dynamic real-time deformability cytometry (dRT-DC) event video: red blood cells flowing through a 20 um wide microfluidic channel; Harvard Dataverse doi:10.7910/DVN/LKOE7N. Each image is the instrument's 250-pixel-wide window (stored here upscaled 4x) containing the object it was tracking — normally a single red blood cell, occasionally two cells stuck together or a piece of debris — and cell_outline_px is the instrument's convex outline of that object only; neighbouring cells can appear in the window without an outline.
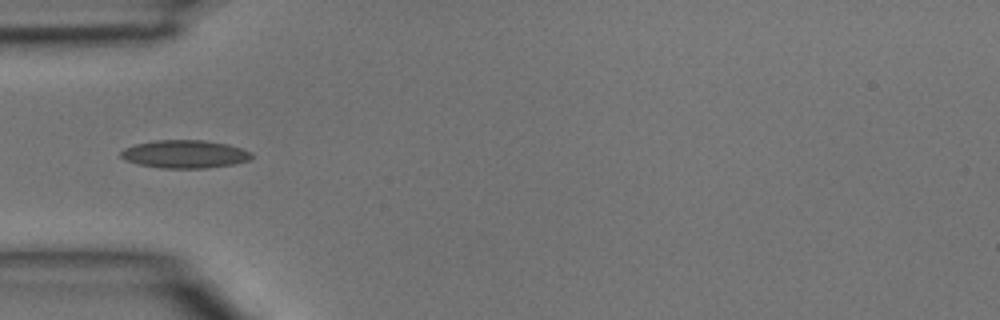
{"species": "common noctule bat (a hibernating species)", "species_latin": "Nyctalus noctula", "temperature_condition": "room temperature", "stored_images_in_passage": 9, "camera_frame_rate_fps": 3000, "um_per_image_px": 0.085, "animal": {"sex": "male", "body_mass_g": 15.6}, "frame": {"image": 1, "passage_image": 7, "time_ms": 2.0, "image_size_px": [1000, 320], "cell_outline_px": [[252, 156], [248, 160], [236, 164], [208, 168], [160, 168], [140, 164], [128, 160], [120, 156], [120, 152], [124, 148], [136, 144], [156, 140], [204, 140], [228, 144], [252, 152]], "centroid_in_image_um": [15.74, 13.1], "position_along_channel_um": 69.3, "area_um2": 21.27}}